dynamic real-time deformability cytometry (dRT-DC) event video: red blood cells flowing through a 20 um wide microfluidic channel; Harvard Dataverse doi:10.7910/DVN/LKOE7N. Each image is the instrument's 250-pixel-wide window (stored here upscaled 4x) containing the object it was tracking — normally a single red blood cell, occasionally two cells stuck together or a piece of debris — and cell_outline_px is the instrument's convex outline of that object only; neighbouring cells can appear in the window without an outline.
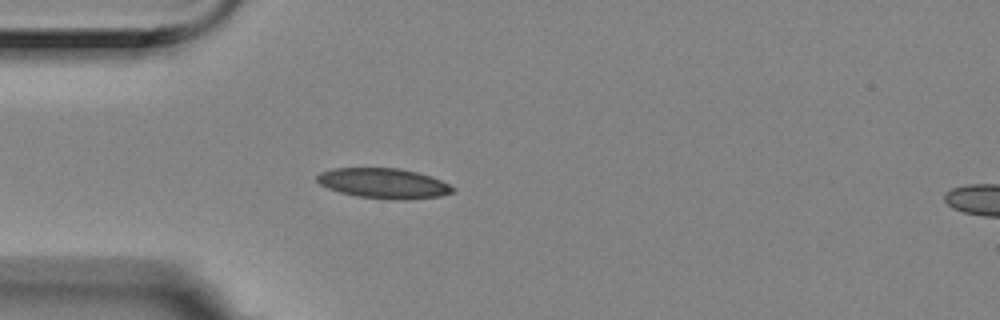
{"species": "Egyptian fruit bat (a non-hibernating species)", "species_latin": "Rousettus aegyptiacus", "temperature_condition": "room temperature", "stored_images_in_passage": 3, "segment_of_instrument_passage": [1, 2], "camera_frame_rate_fps": 3000, "um_per_image_px": 0.085, "animal": {"sex": "female"}, "frame": {"image": 1, "passage_image": 2, "time_ms": 0.333, "image_size_px": [1000, 320], "cell_outline_px": [[456, 188], [452, 192], [440, 196], [404, 200], [396, 200], [356, 196], [340, 192], [328, 188], [320, 184], [316, 180], [316, 176], [320, 172], [332, 168], [400, 168], [416, 172], [440, 180]], "centroid_in_image_um": [32.58, 15.58], "position_along_channel_um": 52.4, "area_um2": 23.76}}